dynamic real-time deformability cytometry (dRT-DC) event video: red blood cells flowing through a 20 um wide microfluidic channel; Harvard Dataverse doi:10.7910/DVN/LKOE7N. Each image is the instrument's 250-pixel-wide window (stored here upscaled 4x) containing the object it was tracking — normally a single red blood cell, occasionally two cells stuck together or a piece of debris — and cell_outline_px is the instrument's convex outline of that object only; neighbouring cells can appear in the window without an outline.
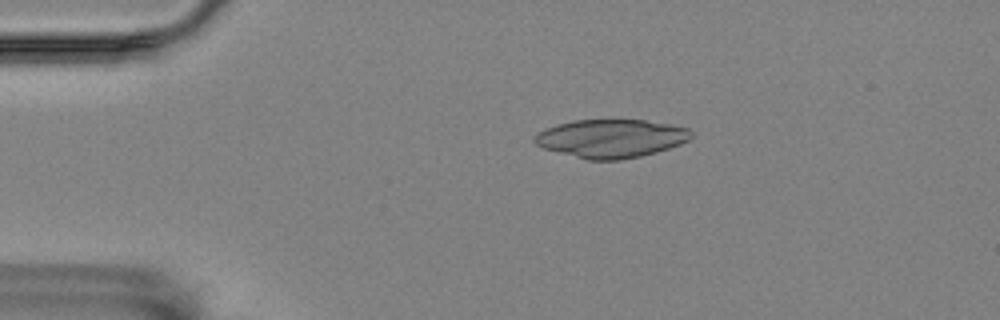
{"species": "Egyptian fruit bat (a non-hibernating species)", "species_latin": "Rousettus aegyptiacus", "temperature_condition": "room temperature", "stored_images_in_passage": 52, "camera_frame_rate_fps": 3000, "um_per_image_px": 0.085, "animal": {"sex": "female"}, "frame": {"image": 1, "passage_image": 8, "time_ms": 2.333, "image_size_px": [1000, 320], "cell_outline_px": [[692, 136], [688, 140], [680, 144], [656, 152], [640, 156], [620, 160], [588, 160], [544, 148], [536, 144], [532, 140], [532, 136], [544, 128], [556, 124], [572, 120], [644, 120], [668, 124], [688, 128], [692, 132]], "centroid_in_image_um": [51.9, 11.76], "position_along_channel_um": 33.1, "area_um2": 34.97}}